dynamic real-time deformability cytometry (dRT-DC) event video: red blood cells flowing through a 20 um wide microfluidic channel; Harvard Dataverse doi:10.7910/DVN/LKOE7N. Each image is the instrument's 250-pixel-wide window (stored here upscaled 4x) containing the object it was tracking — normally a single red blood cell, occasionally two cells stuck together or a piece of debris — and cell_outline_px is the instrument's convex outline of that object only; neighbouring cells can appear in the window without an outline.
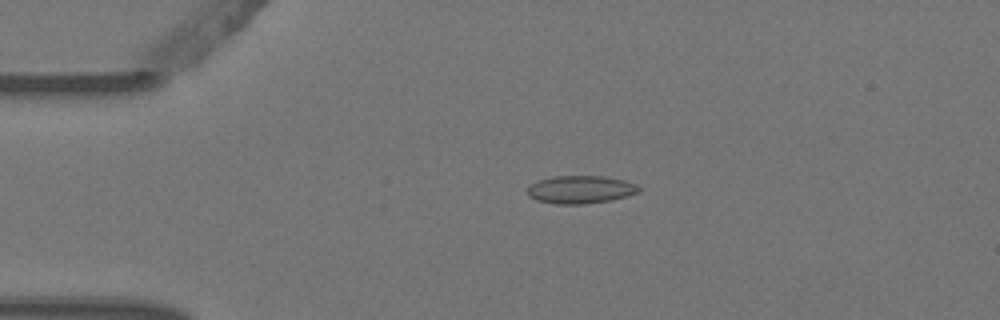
{"species": "Egyptian fruit bat (a non-hibernating species)", "species_latin": "Rousettus aegyptiacus", "temperature_condition": "warm", "stored_images_in_passage": 5, "camera_frame_rate_fps": 3000, "um_per_image_px": 0.085, "animal": {"sex": "female"}, "frame": {"image": 1, "passage_image": 4, "time_ms": 1.0, "image_size_px": [1000, 320], "cell_outline_px": [[640, 192], [612, 200], [584, 204], [556, 204], [536, 200], [528, 196], [528, 188], [536, 180], [556, 176], [604, 176], [624, 180], [636, 184], [640, 188]], "centroid_in_image_um": [49.35, 16.11], "position_along_channel_um": 35.7, "area_um2": 18.15}}